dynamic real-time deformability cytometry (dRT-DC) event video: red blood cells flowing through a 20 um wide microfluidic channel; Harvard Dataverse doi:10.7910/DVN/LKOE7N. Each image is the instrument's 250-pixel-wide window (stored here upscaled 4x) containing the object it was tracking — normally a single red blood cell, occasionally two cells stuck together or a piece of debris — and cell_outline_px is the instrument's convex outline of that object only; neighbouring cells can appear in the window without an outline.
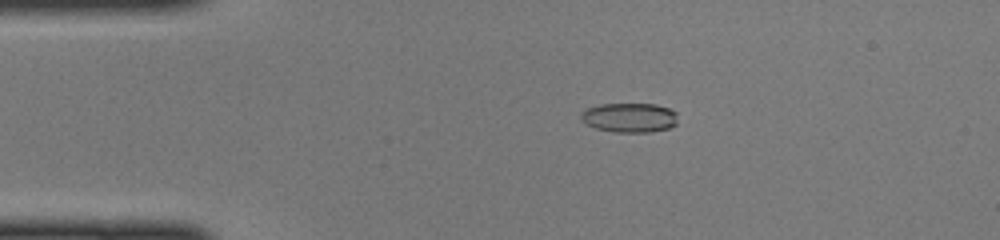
{"species": "common noctule bat (a hibernating species)", "species_latin": "Nyctalus noctula", "temperature_condition": "cold", "stored_images_in_passage": 48, "camera_frame_rate_fps": 3000, "um_per_image_px": 0.085, "animal": {"sex": "female", "body_mass_g": 22.0, "forearm_length_mm": 56.7}, "frame": {"image": 1, "passage_image": 10, "time_ms": 3.0, "image_size_px": [1000, 240], "cell_outline_px": [[676, 124], [668, 128], [648, 132], [616, 132], [596, 128], [580, 120], [580, 112], [588, 108], [600, 104], [656, 104], [668, 108], [676, 112]], "centroid_in_image_um": [53.49, 9.99], "position_along_channel_um": 31.5, "area_um2": 16.53}}
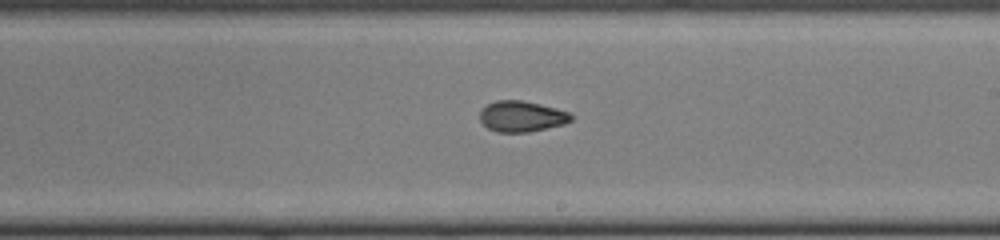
{"frame": {"image": 2, "passage_image": 28, "time_ms": 9.0, "image_size_px": [1000, 240], "cell_outline_px": [[572, 120], [564, 124], [528, 132], [496, 132], [488, 128], [480, 120], [480, 112], [488, 104], [496, 100], [520, 100], [540, 104], [556, 108], [568, 112], [572, 116]], "centroid_in_image_um": [44.34, 9.89], "position_along_channel_um": 244.7, "area_um2": 16.24}}
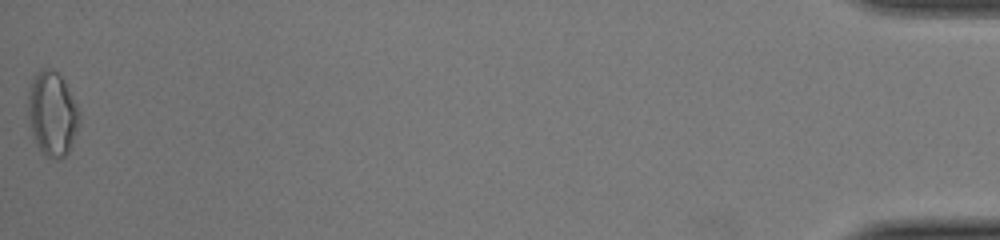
{"frame": {"image": 3, "passage_image": 48, "time_ms": 15.667, "image_size_px": [1000, 240], "cell_outline_px": [[80, 120], [72, 144], [68, 152], [64, 156], [56, 160], [44, 156], [32, 132], [28, 116], [28, 92], [32, 80], [44, 68], [48, 68], [56, 72], [64, 80], [80, 112]], "centroid_in_image_um": [4.46, 9.69], "position_along_channel_um": 430.7, "area_um2": 24.85}}